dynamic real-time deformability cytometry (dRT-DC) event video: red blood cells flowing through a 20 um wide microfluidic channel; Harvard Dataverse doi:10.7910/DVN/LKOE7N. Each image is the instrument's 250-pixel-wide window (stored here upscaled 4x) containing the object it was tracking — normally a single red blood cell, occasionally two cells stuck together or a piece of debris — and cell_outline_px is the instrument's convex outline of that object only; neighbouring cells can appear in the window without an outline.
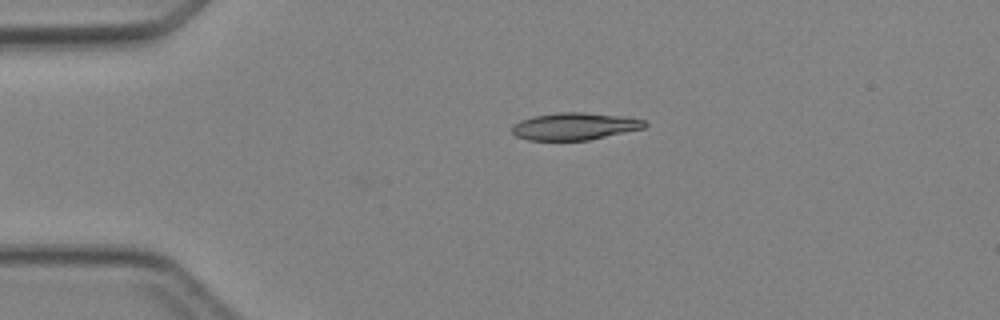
{"species": "Egyptian fruit bat (a non-hibernating species)", "species_latin": "Rousettus aegyptiacus", "temperature_condition": "cold", "stored_images_in_passage": 3, "camera_frame_rate_fps": 3000, "um_per_image_px": 0.085, "animal": {"sex": "female"}, "frame": {"image": 1, "passage_image": 1, "time_ms": 0.0, "image_size_px": [1000, 320], "cell_outline_px": [[648, 124], [644, 128], [588, 140], [528, 140], [516, 136], [512, 132], [512, 128], [520, 120], [532, 116], [556, 112], [580, 112], [624, 116], [644, 120]], "centroid_in_image_um": [48.84, 10.73], "position_along_channel_um": 36.2, "area_um2": 20.98}}
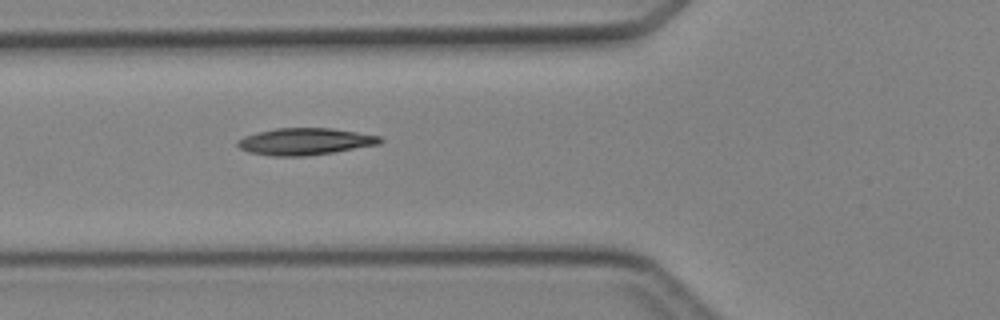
{"frame": {"image": 2, "passage_image": 3, "time_ms": 2.333, "image_size_px": [1000, 320], "cell_outline_px": [[384, 140], [380, 144], [332, 152], [304, 156], [272, 156], [248, 152], [240, 148], [236, 144], [236, 140], [244, 136], [256, 132], [276, 128], [332, 128], [380, 136]], "centroid_in_image_um": [25.89, 12.02], "position_along_channel_um": 99.9, "area_um2": 22.31}}